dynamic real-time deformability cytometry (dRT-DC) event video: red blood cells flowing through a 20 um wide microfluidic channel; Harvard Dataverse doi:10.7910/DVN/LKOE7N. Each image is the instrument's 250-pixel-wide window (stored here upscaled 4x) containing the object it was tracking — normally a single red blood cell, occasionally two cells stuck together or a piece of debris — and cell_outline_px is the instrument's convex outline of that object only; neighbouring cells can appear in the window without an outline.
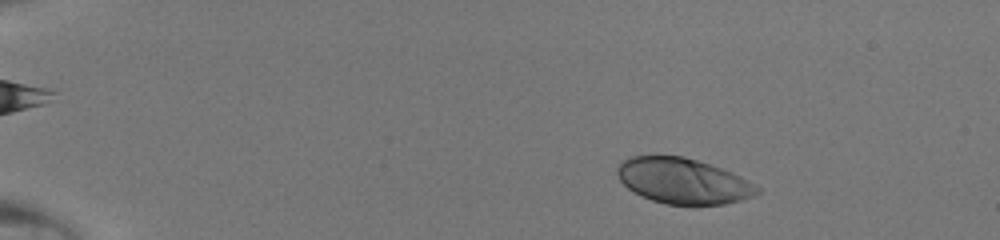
{"species": "human", "species_latin": "Homo sapiens", "temperature_condition": "room temperature", "stored_images_in_passage": 45, "camera_frame_rate_fps": 3000, "um_per_image_px": 0.085, "donor": {"sex": "male"}, "frame": {"image": 1, "passage_image": 5, "time_ms": 1.333, "image_size_px": [1000, 240], "cell_outline_px": [[760, 192], [752, 196], [740, 200], [724, 204], [692, 208], [664, 204], [652, 200], [628, 188], [616, 176], [616, 168], [624, 160], [632, 156], [684, 156], [732, 172], [748, 180], [760, 188]], "centroid_in_image_um": [58.08, 15.42], "position_along_channel_um": 26.9, "area_um2": 37.57}}
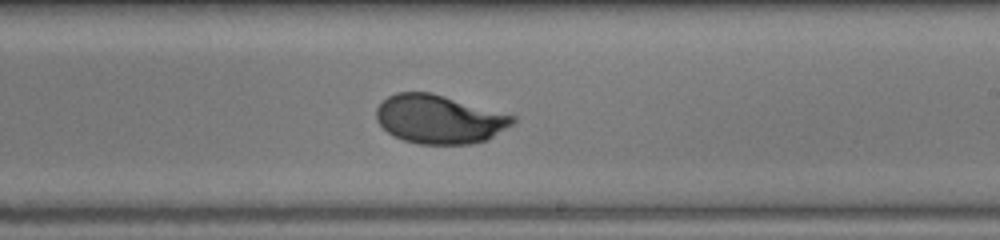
{"frame": {"image": 2, "passage_image": 28, "time_ms": 9.0, "image_size_px": [1000, 240], "cell_outline_px": [[516, 120], [512, 124], [488, 140], [468, 144], [420, 144], [404, 140], [392, 136], [376, 120], [376, 108], [388, 96], [396, 92], [432, 92], [516, 116]], "centroid_in_image_um": [37.33, 10.13], "position_along_channel_um": 251.7, "area_um2": 38.73}}
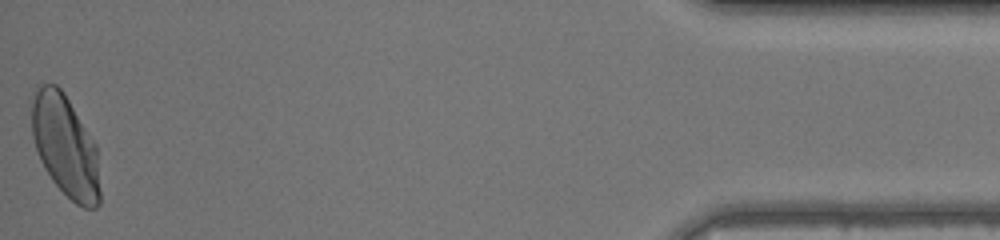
{"frame": {"image": 3, "passage_image": 45, "time_ms": 14.667, "image_size_px": [1000, 240], "cell_outline_px": [[100, 204], [96, 208], [84, 208], [76, 204], [52, 180], [44, 168], [40, 160], [32, 136], [28, 100], [36, 84], [56, 84], [64, 92], [96, 144], [100, 192]], "centroid_in_image_um": [5.49, 12.34], "position_along_channel_um": 429.7, "area_um2": 41.27}}